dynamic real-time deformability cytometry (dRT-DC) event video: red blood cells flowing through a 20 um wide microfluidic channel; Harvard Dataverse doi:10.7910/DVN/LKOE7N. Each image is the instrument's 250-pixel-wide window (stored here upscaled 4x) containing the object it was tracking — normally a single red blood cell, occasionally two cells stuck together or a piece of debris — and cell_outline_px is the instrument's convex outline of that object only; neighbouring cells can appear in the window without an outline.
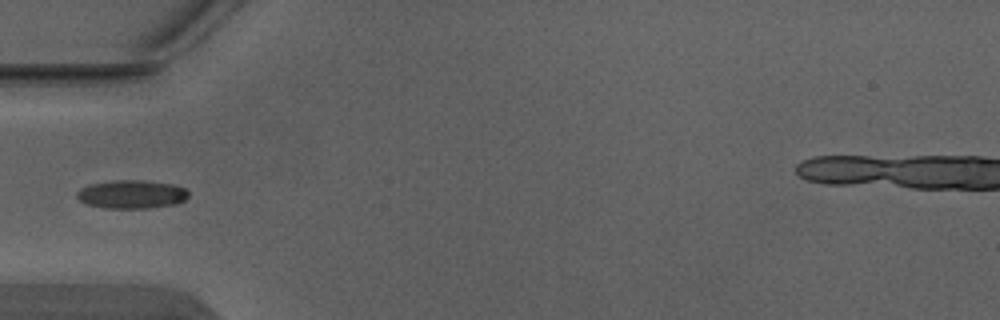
{"species": "Egyptian fruit bat (a non-hibernating species)", "species_latin": "Rousettus aegyptiacus", "temperature_condition": "warm", "stored_images_in_passage": 5, "camera_frame_rate_fps": 3000, "um_per_image_px": 0.085, "animal": {"sex": "male"}, "frame": {"image": 1, "passage_image": 4, "time_ms": 1.0, "image_size_px": [1000, 320], "cell_outline_px": [[188, 196], [184, 200], [176, 204], [148, 208], [104, 208], [88, 204], [80, 200], [76, 196], [76, 192], [80, 188], [88, 184], [112, 180], [144, 180], [176, 184], [184, 188], [188, 192]], "centroid_in_image_um": [11.18, 16.5], "position_along_channel_um": 73.8, "area_um2": 18.67}}
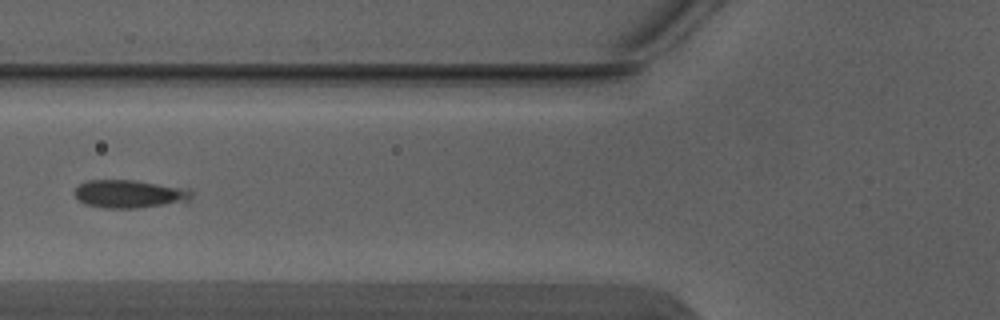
{"frame": {"image": 2, "passage_image": 5, "time_ms": 1.333, "image_size_px": [1000, 320], "cell_outline_px": [[192, 196], [188, 204], [136, 208], [104, 208], [84, 204], [72, 192], [80, 184], [88, 180], [136, 180], [188, 188], [192, 192]], "centroid_in_image_um": [11.11, 16.5], "position_along_channel_um": 114.7, "area_um2": 19.77}}